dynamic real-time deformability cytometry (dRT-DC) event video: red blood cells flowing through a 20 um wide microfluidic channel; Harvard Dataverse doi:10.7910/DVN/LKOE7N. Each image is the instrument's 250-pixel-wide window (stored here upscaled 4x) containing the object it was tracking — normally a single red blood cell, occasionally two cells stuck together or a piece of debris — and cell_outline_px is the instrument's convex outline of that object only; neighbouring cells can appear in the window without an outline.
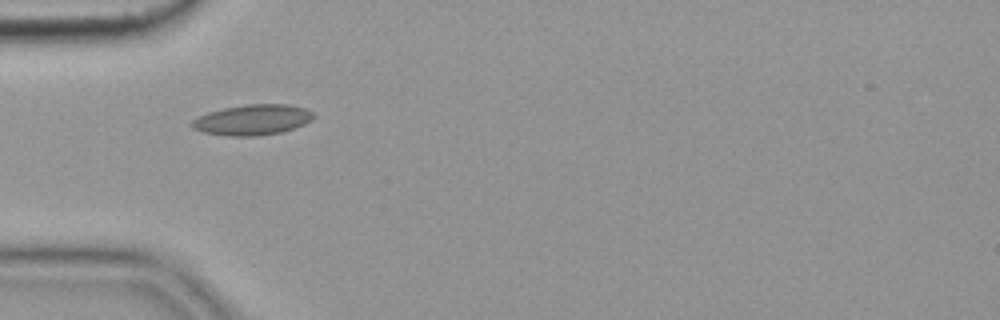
{"species": "common noctule bat (a hibernating species)", "species_latin": "Nyctalus noctula", "temperature_condition": "cold", "stored_images_in_passage": 9, "camera_frame_rate_fps": 3000, "um_per_image_px": 0.085, "animal": {"sex": "female", "body_mass_g": 19.9}, "frame": {"image": 1, "passage_image": 6, "time_ms": 1.667, "image_size_px": [1000, 320], "cell_outline_px": [[316, 116], [312, 120], [304, 124], [280, 132], [256, 136], [228, 136], [204, 132], [192, 128], [188, 124], [192, 120], [208, 112], [224, 108], [248, 104], [288, 104], [304, 108], [312, 112]], "centroid_in_image_um": [21.45, 10.18], "position_along_channel_um": 63.6, "area_um2": 21.56}}